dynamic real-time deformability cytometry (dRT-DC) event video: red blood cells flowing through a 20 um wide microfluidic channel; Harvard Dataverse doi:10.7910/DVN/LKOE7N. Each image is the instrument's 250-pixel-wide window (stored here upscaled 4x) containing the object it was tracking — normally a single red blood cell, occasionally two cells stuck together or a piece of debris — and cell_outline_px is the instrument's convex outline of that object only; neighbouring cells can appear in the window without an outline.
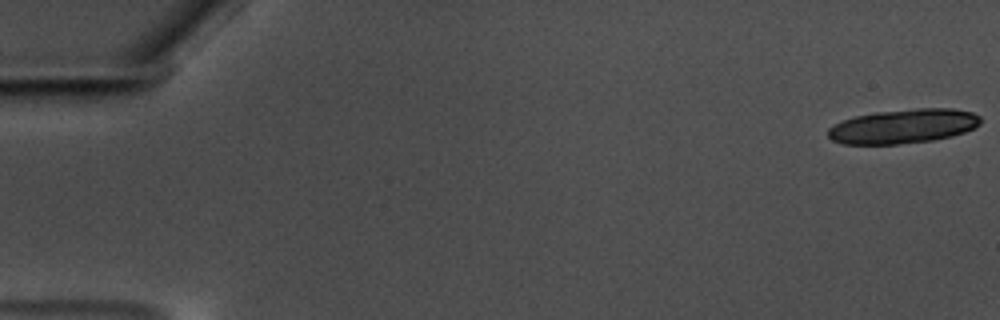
{"species": "common noctule bat (a hibernating species)", "species_latin": "Nyctalus noctula", "temperature_condition": "warm", "stored_images_in_passage": 22, "camera_frame_rate_fps": 3000, "um_per_image_px": 0.085, "animal": {"sex": "male", "body_mass_g": 17.5, "forearm_length_mm": 52.3}, "frame": {"image": 1, "passage_image": 1, "time_ms": 0.0, "image_size_px": [1000, 320], "cell_outline_px": [[980, 124], [964, 132], [952, 136], [932, 140], [896, 144], [840, 144], [832, 140], [828, 136], [828, 128], [844, 120], [856, 116], [876, 112], [916, 108], [952, 108], [972, 112], [980, 116]], "centroid_in_image_um": [76.78, 10.73], "position_along_channel_um": 8.2, "area_um2": 30.35}}